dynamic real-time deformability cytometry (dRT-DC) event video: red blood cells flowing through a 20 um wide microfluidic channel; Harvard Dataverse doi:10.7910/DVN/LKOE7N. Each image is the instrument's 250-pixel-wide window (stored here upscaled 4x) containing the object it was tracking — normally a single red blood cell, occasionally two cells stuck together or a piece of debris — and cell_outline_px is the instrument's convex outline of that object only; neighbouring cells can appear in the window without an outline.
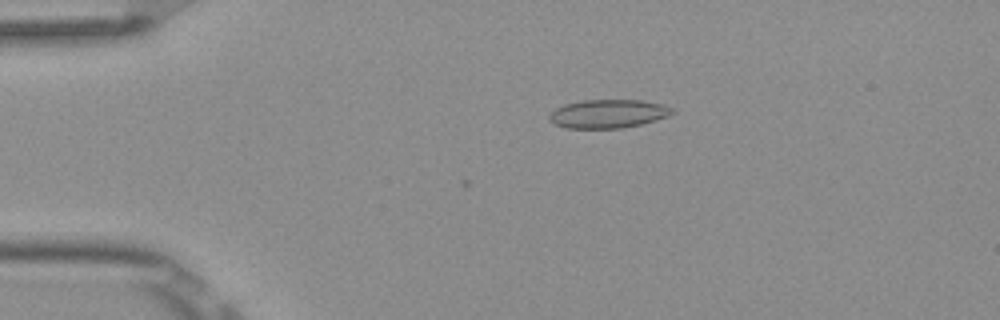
{"species": "Egyptian fruit bat (a non-hibernating species)", "species_latin": "Rousettus aegyptiacus", "temperature_condition": "room temperature", "stored_images_in_passage": 2, "camera_frame_rate_fps": 3000, "um_per_image_px": 0.085, "frame": {"image": 1, "passage_image": 1, "time_ms": 0.0, "image_size_px": [1000, 320], "cell_outline_px": [[676, 112], [668, 116], [656, 120], [640, 124], [620, 128], [564, 128], [548, 120], [548, 116], [556, 108], [564, 104], [584, 100], [640, 100], [660, 104], [672, 108]], "centroid_in_image_um": [51.67, 9.67], "position_along_channel_um": 33.3, "area_um2": 20.35}}